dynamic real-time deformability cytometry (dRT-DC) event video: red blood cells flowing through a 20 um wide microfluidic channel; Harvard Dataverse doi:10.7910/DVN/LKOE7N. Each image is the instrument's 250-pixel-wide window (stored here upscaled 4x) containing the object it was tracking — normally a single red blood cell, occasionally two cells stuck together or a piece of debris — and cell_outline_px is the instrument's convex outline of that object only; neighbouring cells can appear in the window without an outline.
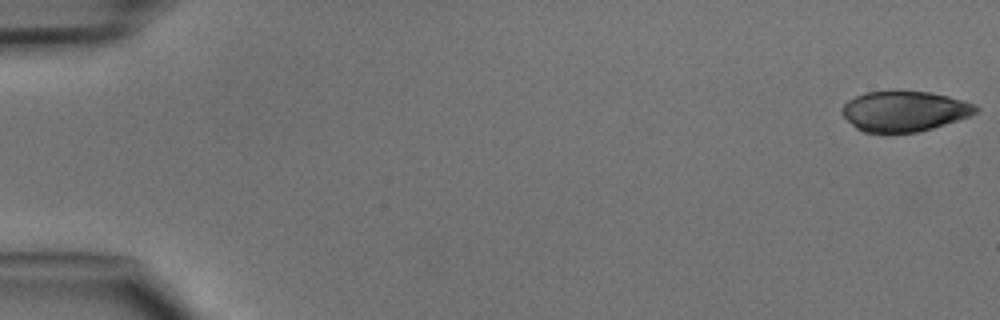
{"species": "common noctule bat (a hibernating species)", "species_latin": "Nyctalus noctula", "temperature_condition": "cold", "stored_images_in_passage": 6, "camera_frame_rate_fps": 3000, "um_per_image_px": 0.085, "animal": {"sex": "male", "body_mass_g": 15.6}, "frame": {"image": 1, "passage_image": 1, "time_ms": 0.0, "image_size_px": [1000, 320], "cell_outline_px": [[980, 108], [976, 112], [968, 116], [932, 128], [916, 132], [864, 132], [856, 128], [840, 112], [844, 104], [848, 100], [864, 92], [892, 88], [900, 88], [932, 92], [964, 100], [976, 104]], "centroid_in_image_um": [76.85, 9.39], "position_along_channel_um": 8.1, "area_um2": 32.14}}